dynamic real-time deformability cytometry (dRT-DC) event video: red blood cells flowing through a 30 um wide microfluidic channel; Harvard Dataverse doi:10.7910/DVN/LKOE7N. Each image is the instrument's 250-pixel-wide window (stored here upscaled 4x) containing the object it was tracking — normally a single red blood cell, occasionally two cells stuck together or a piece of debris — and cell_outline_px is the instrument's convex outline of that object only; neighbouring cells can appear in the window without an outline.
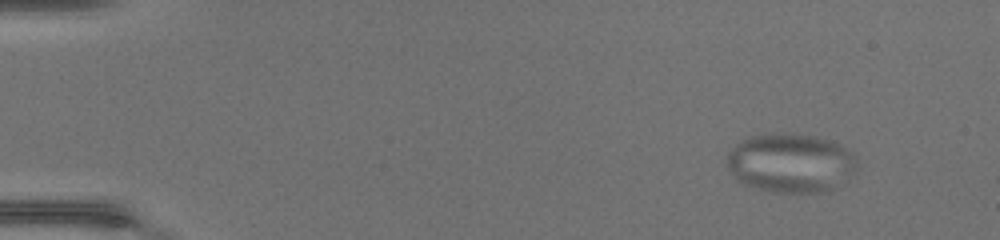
{"species": "common noctule bat (a hibernating species)", "species_latin": "Nyctalus noctula", "temperature_condition": "warm", "stored_images_in_passage": 13, "camera_frame_rate_fps": 3000, "um_per_image_px": 0.085, "animal": {"sex": "female", "body_mass_g": 17.0, "forearm_length_mm": 48.0}, "frame": {"image": 1, "passage_image": 6, "time_ms": 1.667, "image_size_px": [1000, 240], "cell_outline_px": [[848, 156], [820, 188], [812, 192], [776, 192], [740, 180], [732, 168], [728, 160], [728, 156], [740, 144], [752, 136], [808, 136], [824, 140], [836, 144]], "centroid_in_image_um": [66.84, 13.81], "position_along_channel_um": 18.2, "area_um2": 37.45}}